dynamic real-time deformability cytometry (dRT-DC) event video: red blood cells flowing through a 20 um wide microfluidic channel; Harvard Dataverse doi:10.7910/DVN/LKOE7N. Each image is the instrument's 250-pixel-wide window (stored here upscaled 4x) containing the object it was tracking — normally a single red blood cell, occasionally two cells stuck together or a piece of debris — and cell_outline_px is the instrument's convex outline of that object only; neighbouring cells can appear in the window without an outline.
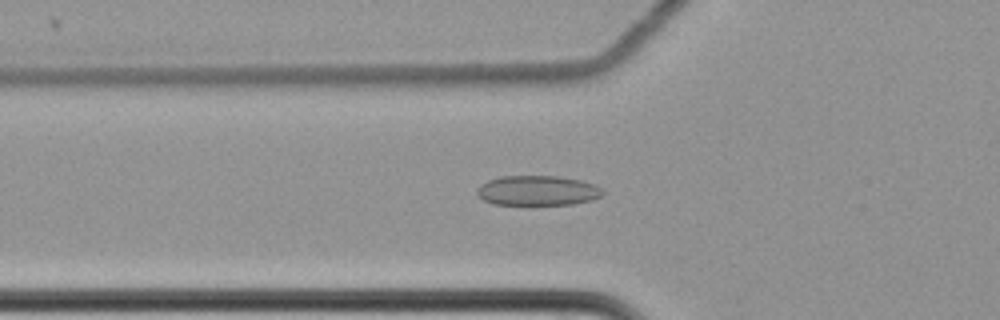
{"species": "common noctule bat (a hibernating species)", "species_latin": "Nyctalus noctula", "temperature_condition": "cold", "stored_images_in_passage": 53, "camera_frame_rate_fps": 3000, "um_per_image_px": 0.085, "animal": {"sex": "female", "body_mass_g": 22.7, "forearm_length_mm": 54.2}, "frame": {"image": 1, "passage_image": 15, "time_ms": 4.667, "image_size_px": [1000, 320], "cell_outline_px": [[604, 192], [600, 196], [592, 200], [572, 204], [492, 204], [484, 200], [476, 192], [480, 184], [488, 180], [500, 176], [556, 176], [580, 180], [596, 184], [604, 188]], "centroid_in_image_um": [45.72, 16.19], "position_along_channel_um": 80.1, "area_um2": 21.91}}
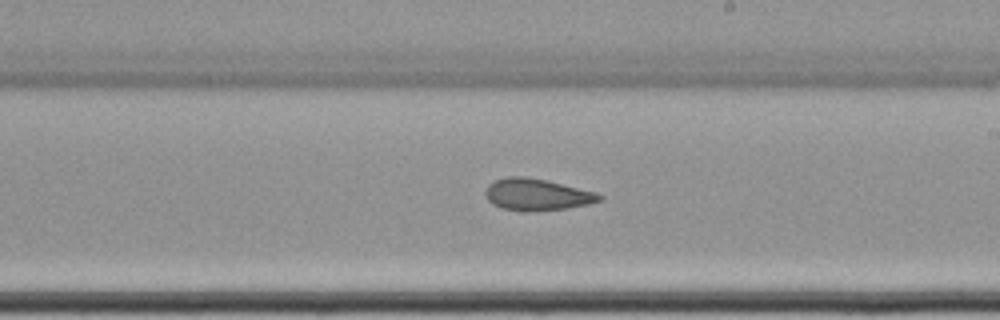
{"frame": {"image": 2, "passage_image": 29, "time_ms": 9.333, "image_size_px": [1000, 320], "cell_outline_px": [[604, 196], [600, 200], [588, 204], [568, 208], [528, 212], [524, 212], [500, 208], [492, 204], [488, 200], [484, 192], [488, 184], [496, 180], [508, 176], [524, 176], [544, 180], [596, 192]], "centroid_in_image_um": [45.6, 16.55], "position_along_channel_um": 243.4, "area_um2": 21.1}}
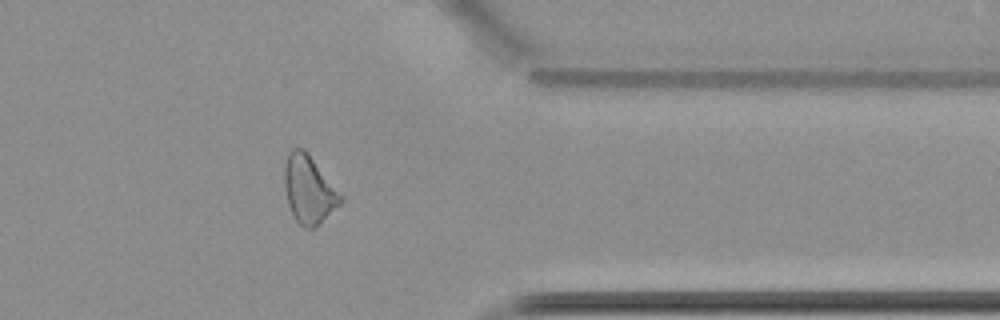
{"frame": {"image": 3, "passage_image": 42, "time_ms": 13.667, "image_size_px": [1000, 320], "cell_outline_px": [[344, 200], [320, 224], [312, 228], [308, 228], [300, 224], [296, 220], [288, 204], [284, 184], [284, 164], [288, 152], [292, 148], [304, 148], [308, 152], [344, 196]], "centroid_in_image_um": [26.27, 16.07], "position_along_channel_um": 385.1, "area_um2": 22.43}, "authors_computed_cell_mechanics": {"area_um2": 22.1952, "velocity_mm_per_s": 3.5086, "shape_relaxation_time_tau1_ms": null, "shape_relaxation_time_tau2_ms": 8.1789, "deformation_change_tau1": null, "deformation_change_tau2": 0.1372}}